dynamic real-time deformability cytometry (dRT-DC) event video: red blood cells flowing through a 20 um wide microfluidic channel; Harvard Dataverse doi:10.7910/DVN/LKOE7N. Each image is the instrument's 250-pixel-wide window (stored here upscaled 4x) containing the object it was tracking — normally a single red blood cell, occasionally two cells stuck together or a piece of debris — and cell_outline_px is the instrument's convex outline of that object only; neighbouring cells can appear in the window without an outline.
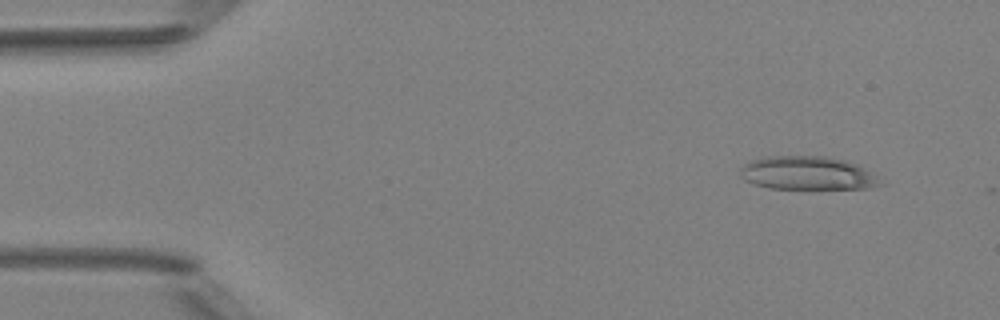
{"species": "Egyptian fruit bat (a non-hibernating species)", "species_latin": "Rousettus aegyptiacus", "temperature_condition": "room temperature", "stored_images_in_passage": 5, "camera_frame_rate_fps": 3000, "um_per_image_px": 0.085, "animal": {"sex": "female"}, "frame": {"image": 1, "passage_image": 2, "time_ms": 1.333, "image_size_px": [1000, 320], "cell_outline_px": [[888, 184], [872, 188], [768, 188], [744, 180], [740, 176], [740, 168], [744, 164], [752, 160], [764, 156], [824, 156], [844, 160], [856, 164], [872, 172]], "centroid_in_image_um": [68.68, 14.72], "position_along_channel_um": 16.3, "area_um2": 27.46}}